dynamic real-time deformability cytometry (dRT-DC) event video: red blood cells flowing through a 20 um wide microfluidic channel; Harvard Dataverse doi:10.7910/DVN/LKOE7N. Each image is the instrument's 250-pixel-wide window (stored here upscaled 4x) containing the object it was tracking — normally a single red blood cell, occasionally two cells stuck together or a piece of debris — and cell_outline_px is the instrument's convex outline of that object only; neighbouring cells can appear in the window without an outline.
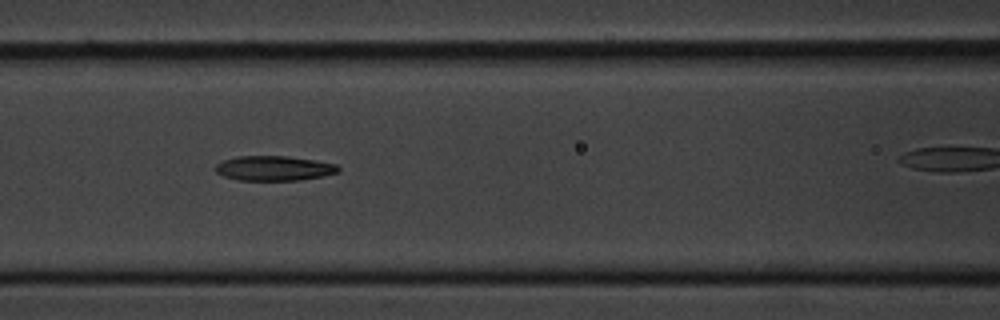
{"species": "common noctule bat (a hibernating species)", "species_latin": "Nyctalus noctula", "temperature_condition": "cold", "stored_images_in_passage": 7, "camera_frame_rate_fps": 3000, "um_per_image_px": 0.085, "animal": {"sex": "male", "body_mass_g": 20.1, "forearm_length_mm": 53.5}, "frame": {"image": 1, "passage_image": 6, "time_ms": 6.0, "image_size_px": [1000, 320], "cell_outline_px": [[340, 172], [320, 176], [296, 180], [240, 180], [224, 176], [216, 172], [216, 164], [224, 160], [236, 156], [288, 156], [316, 160], [336, 164], [340, 168]], "centroid_in_image_um": [23.3, 14.29], "position_along_channel_um": 143.3, "area_um2": 17.63}}